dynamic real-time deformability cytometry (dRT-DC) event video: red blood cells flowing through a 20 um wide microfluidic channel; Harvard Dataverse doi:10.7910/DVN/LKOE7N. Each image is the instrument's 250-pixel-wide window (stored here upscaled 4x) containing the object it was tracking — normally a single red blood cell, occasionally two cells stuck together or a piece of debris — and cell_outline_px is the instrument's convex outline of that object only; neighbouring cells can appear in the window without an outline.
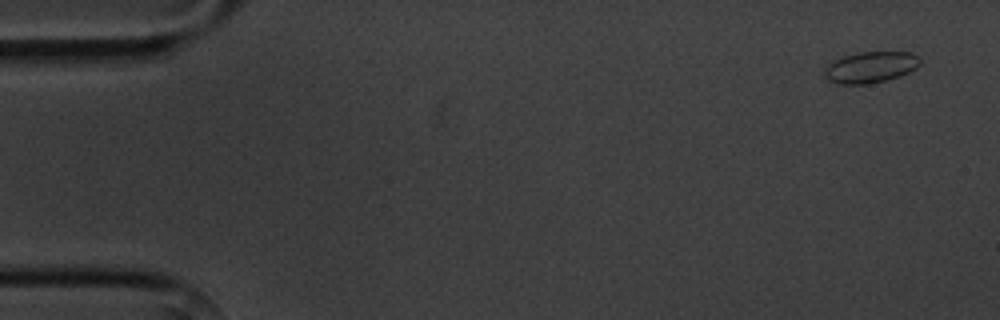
{"species": "common noctule bat (a hibernating species)", "species_latin": "Nyctalus noctula", "temperature_condition": "cold", "stored_images_in_passage": 6, "camera_frame_rate_fps": 3000, "um_per_image_px": 0.085, "animal": {"sex": "male", "body_mass_g": 20.1, "forearm_length_mm": 53.5}, "frame": {"image": 1, "passage_image": 1, "time_ms": 0.0, "image_size_px": [1000, 320], "cell_outline_px": [[920, 64], [916, 68], [900, 76], [868, 84], [840, 84], [828, 80], [824, 76], [824, 72], [828, 64], [832, 60], [844, 56], [860, 52], [912, 52], [920, 56]], "centroid_in_image_um": [74.0, 5.7], "position_along_channel_um": 11.0, "area_um2": 17.4}}
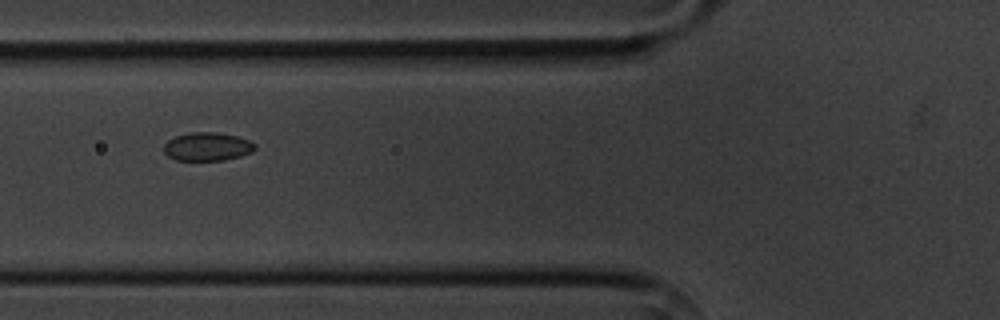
{"frame": {"image": 2, "passage_image": 6, "time_ms": 6.0, "image_size_px": [1000, 320], "cell_outline_px": [[256, 148], [252, 152], [240, 156], [224, 160], [176, 160], [168, 156], [164, 152], [164, 144], [168, 140], [176, 136], [188, 132], [216, 132], [236, 136], [248, 140], [256, 144]], "centroid_in_image_um": [17.62, 12.46], "position_along_channel_um": 108.2, "area_um2": 15.09}}